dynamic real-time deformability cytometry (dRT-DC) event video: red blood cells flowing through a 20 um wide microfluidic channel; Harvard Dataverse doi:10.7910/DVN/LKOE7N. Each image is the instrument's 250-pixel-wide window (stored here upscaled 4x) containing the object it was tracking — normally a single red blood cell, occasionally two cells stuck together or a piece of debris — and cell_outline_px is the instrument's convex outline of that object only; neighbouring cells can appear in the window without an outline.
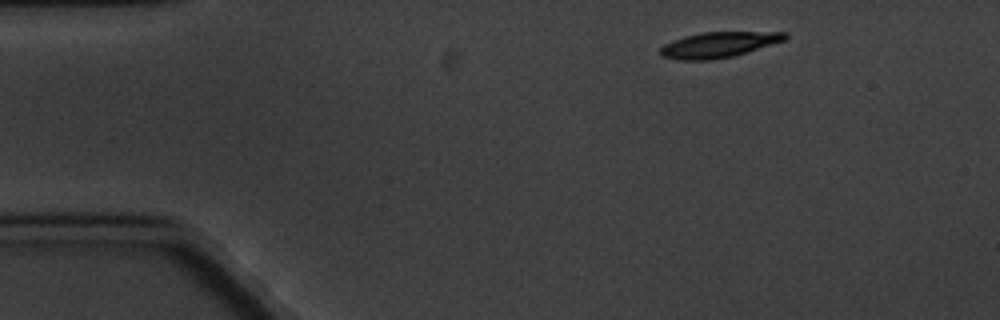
{"species": "common noctule bat (a hibernating species)", "species_latin": "Nyctalus noctula", "temperature_condition": "cold", "stored_images_in_passage": 4, "camera_frame_rate_fps": 3000, "um_per_image_px": 0.085, "animal": {"sex": "male", "body_mass_g": 20.1, "forearm_length_mm": 53.5}, "frame": {"image": 1, "passage_image": 1, "time_ms": 0.0, "image_size_px": [1000, 320], "cell_outline_px": [[788, 36], [784, 40], [732, 56], [708, 60], [676, 60], [660, 56], [660, 48], [664, 44], [684, 36], [700, 32], [788, 32]], "centroid_in_image_um": [61.02, 3.8], "position_along_channel_um": 24.0, "area_um2": 18.38}}
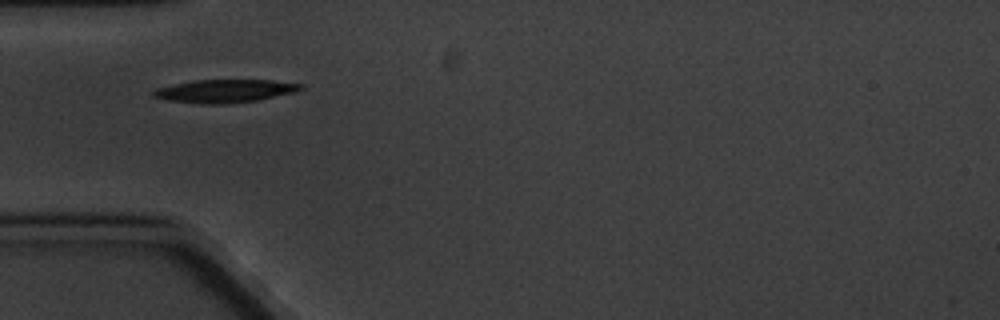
{"frame": {"image": 2, "passage_image": 3, "time_ms": 3.333, "image_size_px": [1000, 320], "cell_outline_px": [[304, 88], [296, 92], [256, 100], [224, 104], [208, 104], [168, 100], [152, 96], [152, 92], [156, 88], [196, 80], [268, 80], [304, 84]], "centroid_in_image_um": [19.14, 7.73], "position_along_channel_um": 65.9, "area_um2": 19.54}}